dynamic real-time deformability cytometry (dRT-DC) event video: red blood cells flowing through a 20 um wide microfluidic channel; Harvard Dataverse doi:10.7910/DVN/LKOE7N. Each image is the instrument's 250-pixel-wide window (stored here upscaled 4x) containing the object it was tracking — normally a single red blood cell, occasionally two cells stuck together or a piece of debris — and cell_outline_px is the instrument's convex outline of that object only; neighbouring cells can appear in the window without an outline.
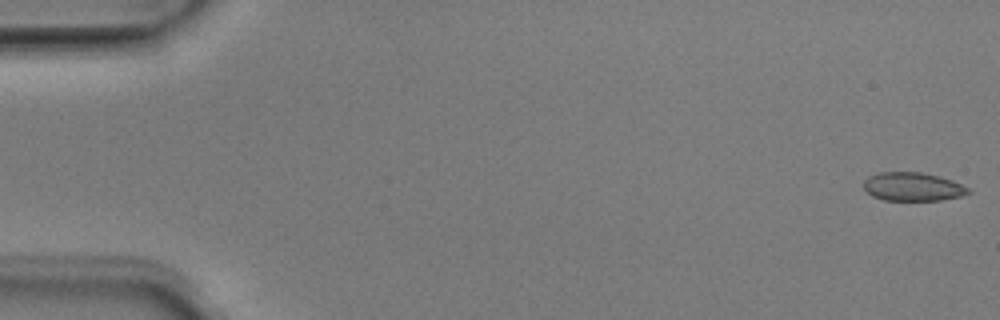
{"species": "Egyptian fruit bat (a non-hibernating species)", "species_latin": "Rousettus aegyptiacus", "temperature_condition": "room temperature", "stored_images_in_passage": 50, "camera_frame_rate_fps": 3000, "um_per_image_px": 0.085, "animal": {"sex": "male"}, "frame": {"image": 1, "passage_image": 1, "time_ms": 0.0, "image_size_px": [1000, 320], "cell_outline_px": [[972, 192], [960, 196], [940, 200], [884, 200], [872, 196], [864, 188], [864, 180], [868, 176], [880, 172], [920, 172], [952, 180], [968, 188]], "centroid_in_image_um": [77.56, 15.87], "position_along_channel_um": 7.4, "area_um2": 17.22}}
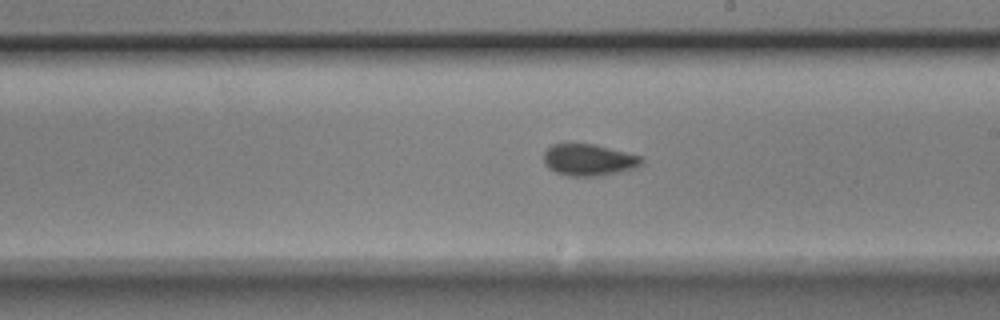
{"frame": {"image": 2, "passage_image": 29, "time_ms": 9.333, "image_size_px": [1000, 320], "cell_outline_px": [[644, 160], [636, 168], [620, 172], [596, 176], [568, 176], [556, 172], [548, 168], [544, 164], [544, 152], [552, 144], [596, 144], [644, 156]], "centroid_in_image_um": [50.08, 13.59], "position_along_channel_um": 238.9, "area_um2": 18.26}}
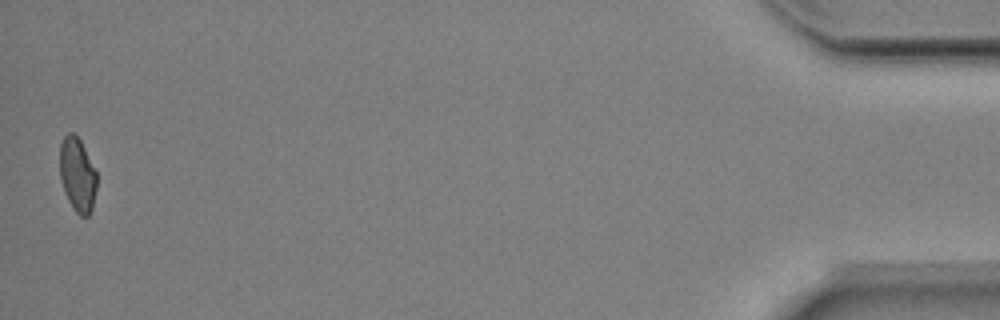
{"frame": {"image": 3, "passage_image": 50, "time_ms": 16.333, "image_size_px": [1000, 320], "cell_outline_px": [[96, 188], [92, 208], [88, 216], [80, 216], [76, 212], [68, 200], [64, 192], [60, 180], [60, 144], [64, 136], [68, 132], [72, 132], [80, 140], [96, 172]], "centroid_in_image_um": [6.56, 14.86], "position_along_channel_um": 428.6, "area_um2": 15.84}, "authors_computed_cell_mechanics": {"area_um2": 17.6001, "velocity_mm_per_s": 4.03, "shape_relaxation_time_tau1_ms": 4.267, "shape_relaxation_time_tau2_ms": null, "deformation_change_tau1": 0.1032, "deformation_change_tau2": null}}